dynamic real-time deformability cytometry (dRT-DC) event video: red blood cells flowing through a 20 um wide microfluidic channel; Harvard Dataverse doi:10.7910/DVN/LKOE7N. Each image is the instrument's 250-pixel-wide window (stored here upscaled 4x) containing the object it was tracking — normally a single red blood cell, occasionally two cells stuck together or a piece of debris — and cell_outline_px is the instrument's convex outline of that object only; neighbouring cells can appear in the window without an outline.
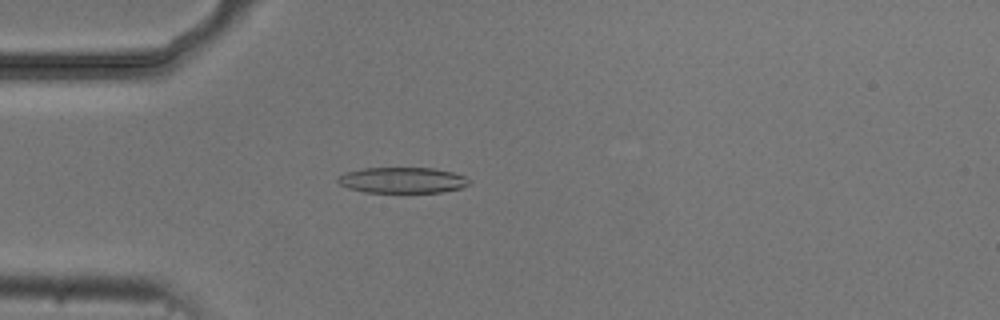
{"species": "common noctule bat (a hibernating species)", "species_latin": "Nyctalus noctula", "temperature_condition": "cold", "stored_images_in_passage": 1, "camera_frame_rate_fps": 3000, "um_per_image_px": 0.085, "animal": {"sex": "male", "body_mass_g": 20.5, "forearm_length_mm": 52.5}, "frame": {"image": 1, "passage_image": 1, "time_ms": 0.0, "image_size_px": [1000, 320], "cell_outline_px": [[468, 184], [460, 188], [440, 192], [364, 192], [348, 188], [340, 184], [336, 180], [336, 176], [344, 172], [364, 168], [432, 168], [452, 172], [464, 176], [468, 180]], "centroid_in_image_um": [34.12, 15.31], "position_along_channel_um": 50.9, "area_um2": 19.65}}